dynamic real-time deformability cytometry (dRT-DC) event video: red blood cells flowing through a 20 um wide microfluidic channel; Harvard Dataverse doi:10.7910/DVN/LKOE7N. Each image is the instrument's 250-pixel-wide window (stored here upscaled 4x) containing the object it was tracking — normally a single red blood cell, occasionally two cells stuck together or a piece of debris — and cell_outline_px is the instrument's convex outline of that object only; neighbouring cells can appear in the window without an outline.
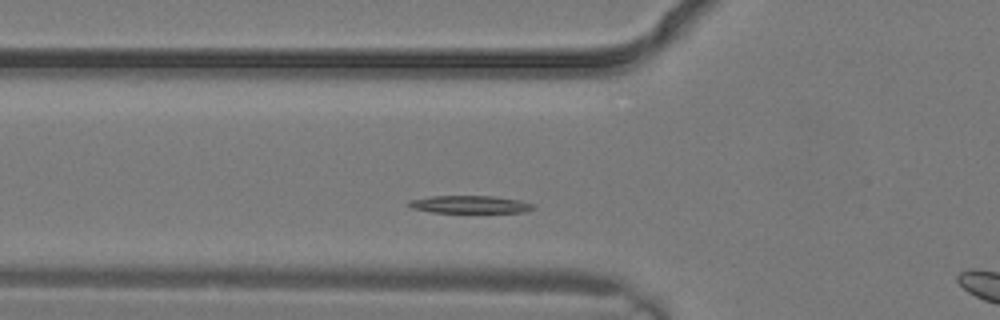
{"species": "common noctule bat (a hibernating species)", "species_latin": "Nyctalus noctula", "temperature_condition": "warm", "stored_images_in_passage": 4, "camera_frame_rate_fps": 3000, "um_per_image_px": 0.085, "animal": {"sex": "male", "body_mass_g": 19.2, "forearm_length_mm": 51.8}, "frame": {"image": 1, "passage_image": 4, "time_ms": 1.0, "image_size_px": [1000, 320], "cell_outline_px": [[536, 208], [524, 212], [432, 212], [412, 208], [408, 204], [412, 200], [432, 196], [492, 196], [520, 200], [532, 204]], "centroid_in_image_um": [39.98, 17.37], "position_along_channel_um": 85.8, "area_um2": 12.48}}